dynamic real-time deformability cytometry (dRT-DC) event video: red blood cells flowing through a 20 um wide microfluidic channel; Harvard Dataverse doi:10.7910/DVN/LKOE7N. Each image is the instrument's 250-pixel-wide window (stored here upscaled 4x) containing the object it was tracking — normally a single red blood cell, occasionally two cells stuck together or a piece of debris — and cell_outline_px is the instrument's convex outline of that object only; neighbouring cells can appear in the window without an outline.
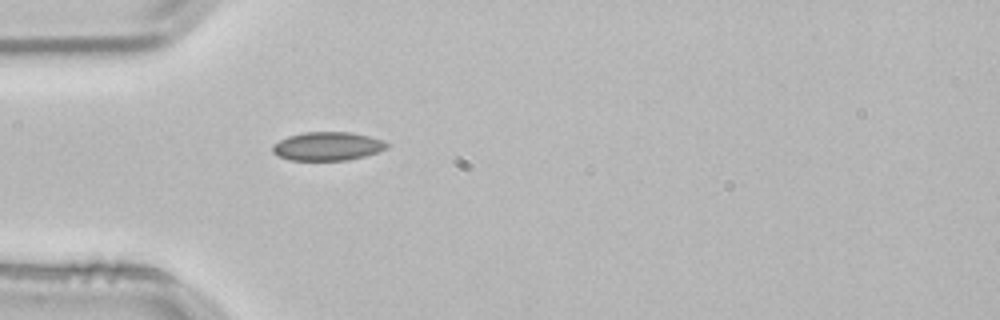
{"species": "common noctule bat (a hibernating species)", "species_latin": "Nyctalus noctula", "temperature_condition": "room temperature", "stored_images_in_passage": 1, "camera_frame_rate_fps": 3000, "um_per_image_px": 0.085, "animal": {"sex": "male", "body_mass_g": 21.5, "forearm_length_mm": 52.0}, "frame": {"image": 1, "passage_image": 1, "time_ms": 0.0, "image_size_px": [1000, 320], "cell_outline_px": [[388, 148], [364, 156], [344, 160], [288, 160], [272, 152], [272, 144], [288, 136], [304, 132], [352, 132], [384, 140], [388, 144]], "centroid_in_image_um": [27.82, 12.42], "position_along_channel_um": 57.2, "area_um2": 18.96}}